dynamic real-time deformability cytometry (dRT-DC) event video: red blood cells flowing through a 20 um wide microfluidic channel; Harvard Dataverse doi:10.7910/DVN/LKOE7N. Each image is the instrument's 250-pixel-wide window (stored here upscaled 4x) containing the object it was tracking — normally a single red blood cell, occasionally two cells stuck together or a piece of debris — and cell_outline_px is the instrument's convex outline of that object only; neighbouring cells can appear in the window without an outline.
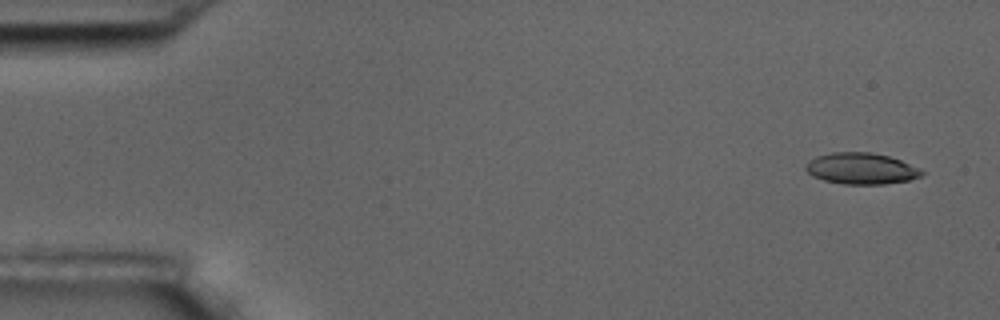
{"species": "common noctule bat (a hibernating species)", "species_latin": "Nyctalus noctula", "temperature_condition": "room temperature", "stored_images_in_passage": 4, "camera_frame_rate_fps": 3000, "um_per_image_px": 0.085, "animal": {"sex": "male", "body_mass_g": 17.5, "forearm_length_mm": 52.3}, "frame": {"image": 1, "passage_image": 1, "time_ms": 0.0, "image_size_px": [1000, 320], "cell_outline_px": [[924, 172], [920, 176], [908, 180], [884, 184], [844, 184], [824, 180], [812, 176], [804, 168], [808, 160], [816, 156], [832, 152], [872, 152], [888, 156], [900, 160]], "centroid_in_image_um": [73.13, 14.32], "position_along_channel_um": 11.9, "area_um2": 20.98}}
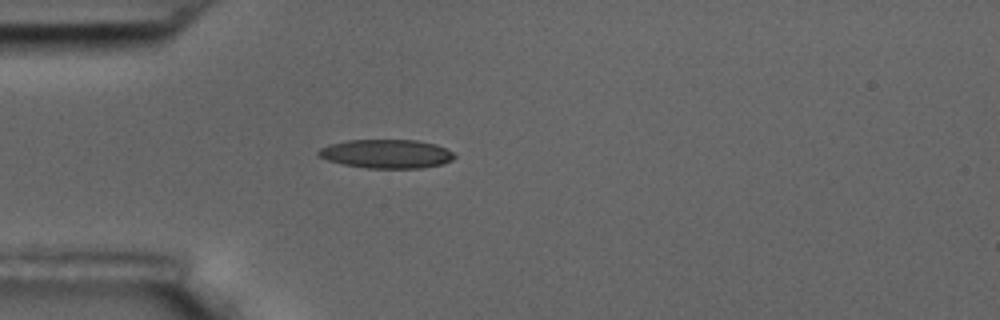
{"frame": {"image": 2, "passage_image": 4, "time_ms": 4.333, "image_size_px": [1000, 320], "cell_outline_px": [[456, 156], [452, 160], [444, 164], [420, 168], [368, 168], [344, 164], [328, 160], [320, 156], [316, 152], [320, 148], [328, 144], [348, 140], [416, 140], [436, 144], [452, 152]], "centroid_in_image_um": [32.86, 13.07], "position_along_channel_um": 52.1, "area_um2": 22.77}}